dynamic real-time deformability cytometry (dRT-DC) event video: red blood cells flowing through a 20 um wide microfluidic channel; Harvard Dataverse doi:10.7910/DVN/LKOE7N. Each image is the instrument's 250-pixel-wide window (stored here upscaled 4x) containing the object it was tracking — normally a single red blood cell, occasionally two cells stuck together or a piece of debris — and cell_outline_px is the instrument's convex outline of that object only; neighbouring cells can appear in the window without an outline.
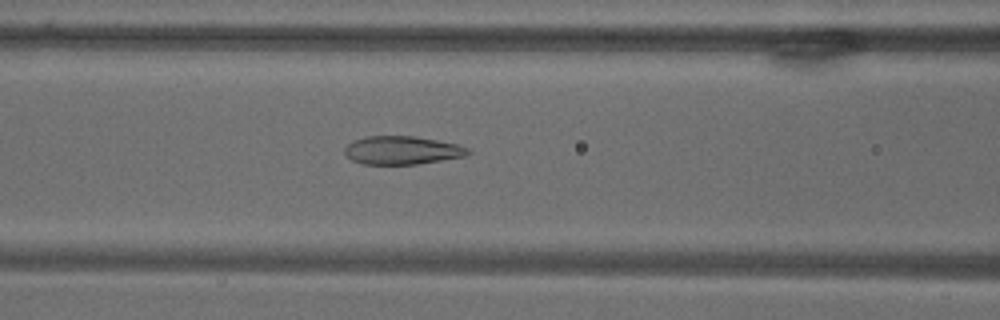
{"species": "common noctule bat (a hibernating species)", "species_latin": "Nyctalus noctula", "temperature_condition": "warm", "stored_images_in_passage": 8, "camera_frame_rate_fps": 3000, "um_per_image_px": 0.085, "animal": {"sex": "male", "body_mass_g": 18.8}, "frame": {"image": 1, "passage_image": 8, "time_ms": 10.0, "image_size_px": [1000, 320], "cell_outline_px": [[472, 152], [464, 156], [416, 164], [364, 164], [352, 160], [344, 152], [344, 148], [352, 140], [364, 136], [416, 136], [456, 144], [468, 148]], "centroid_in_image_um": [34.14, 12.76], "position_along_channel_um": 132.5, "area_um2": 20.23}}